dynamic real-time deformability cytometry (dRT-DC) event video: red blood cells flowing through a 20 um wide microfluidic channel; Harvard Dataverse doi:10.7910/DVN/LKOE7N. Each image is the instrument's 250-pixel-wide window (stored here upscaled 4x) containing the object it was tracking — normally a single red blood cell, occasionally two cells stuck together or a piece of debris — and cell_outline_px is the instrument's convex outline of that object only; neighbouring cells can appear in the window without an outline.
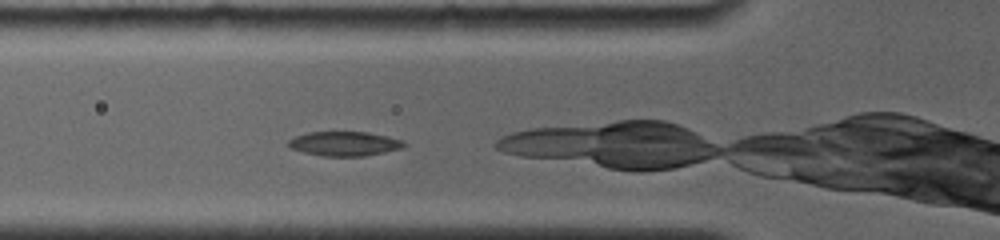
{"species": "common noctule bat (a hibernating species)", "species_latin": "Nyctalus noctula", "temperature_condition": "room temperature", "stored_images_in_passage": 4, "camera_frame_rate_fps": 4000, "um_per_image_px": 0.085, "animal": {"sex": "female", "body_mass_g": 19.0, "forearm_length_mm": 56.7}, "frame": {"image": 1, "passage_image": 2, "time_ms": 0.5, "image_size_px": [1000, 240], "cell_outline_px": [[408, 144], [404, 148], [364, 156], [320, 156], [288, 148], [284, 144], [288, 140], [296, 136], [308, 132], [368, 132], [388, 136], [400, 140]], "centroid_in_image_um": [29.24, 12.22], "position_along_channel_um": 96.6, "area_um2": 16.65}}